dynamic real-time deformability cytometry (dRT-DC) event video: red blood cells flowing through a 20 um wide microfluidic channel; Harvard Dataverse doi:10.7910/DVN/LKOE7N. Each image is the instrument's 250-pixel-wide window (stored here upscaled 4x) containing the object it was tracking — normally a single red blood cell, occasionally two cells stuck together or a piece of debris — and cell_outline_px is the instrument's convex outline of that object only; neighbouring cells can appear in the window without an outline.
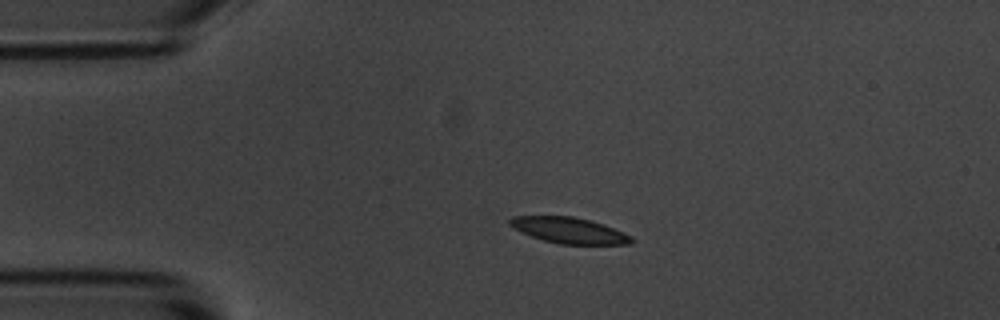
{"species": "common noctule bat (a hibernating species)", "species_latin": "Nyctalus noctula", "temperature_condition": "room temperature", "stored_images_in_passage": 3, "camera_frame_rate_fps": 3000, "um_per_image_px": 0.085, "animal": {"sex": "male", "body_mass_g": 20.1, "forearm_length_mm": 53.5}, "frame": {"image": 1, "passage_image": 2, "time_ms": 1.0, "image_size_px": [1000, 320], "cell_outline_px": [[636, 240], [632, 244], [560, 244], [544, 240], [532, 236], [508, 224], [508, 220], [512, 216], [572, 216], [604, 224], [632, 236]], "centroid_in_image_um": [48.43, 19.58], "position_along_channel_um": 36.6, "area_um2": 18.21}}